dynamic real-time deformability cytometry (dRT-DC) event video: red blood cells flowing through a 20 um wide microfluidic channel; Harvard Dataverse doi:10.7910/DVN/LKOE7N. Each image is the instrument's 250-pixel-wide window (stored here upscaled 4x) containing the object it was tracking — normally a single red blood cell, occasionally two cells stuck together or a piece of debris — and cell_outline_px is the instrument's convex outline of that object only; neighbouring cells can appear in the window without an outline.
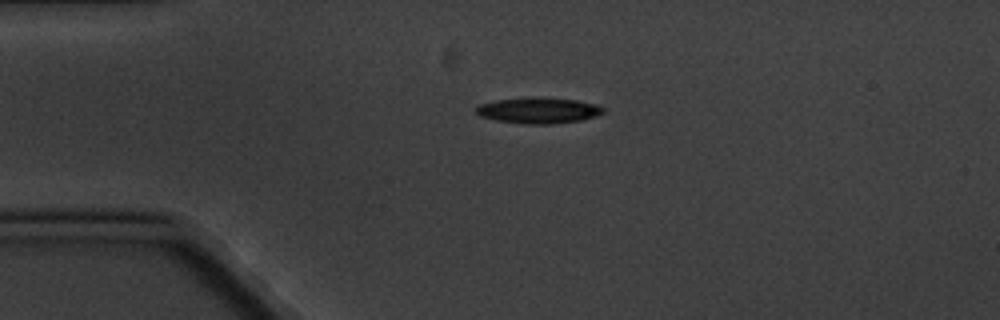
{"species": "common noctule bat (a hibernating species)", "species_latin": "Nyctalus noctula", "temperature_condition": "cold", "stored_images_in_passage": 2, "camera_frame_rate_fps": 3000, "um_per_image_px": 0.085, "animal": {"sex": "male", "body_mass_g": 20.1, "forearm_length_mm": 53.5}, "frame": {"image": 1, "passage_image": 1, "time_ms": 0.0, "image_size_px": [1000, 320], "cell_outline_px": [[604, 112], [596, 116], [584, 120], [552, 124], [524, 124], [496, 120], [480, 116], [476, 112], [476, 108], [480, 104], [496, 100], [532, 96], [544, 96], [576, 100], [596, 104], [604, 108]], "centroid_in_image_um": [45.8, 9.37], "position_along_channel_um": 39.2, "area_um2": 19.54}}